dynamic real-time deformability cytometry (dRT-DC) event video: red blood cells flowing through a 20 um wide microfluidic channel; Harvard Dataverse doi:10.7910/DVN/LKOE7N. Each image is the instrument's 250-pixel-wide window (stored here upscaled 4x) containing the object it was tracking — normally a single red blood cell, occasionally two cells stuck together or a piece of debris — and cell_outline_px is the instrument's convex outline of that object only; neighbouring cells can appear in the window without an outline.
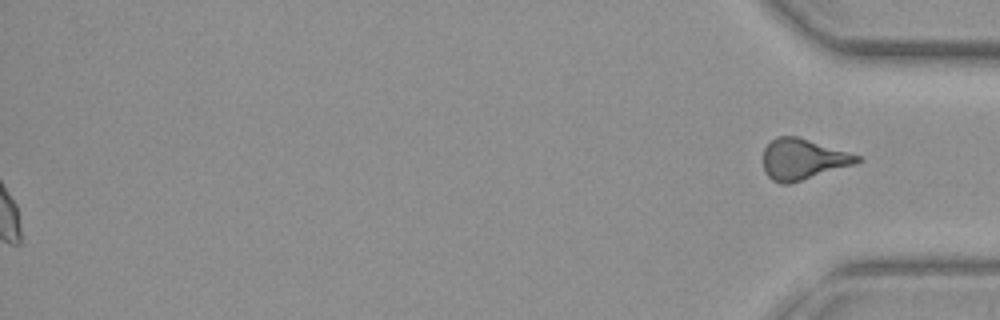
{"species": "common noctule bat (a hibernating species)", "species_latin": "Nyctalus noctula", "temperature_condition": "warm", "stored_images_in_passage": 50, "segment_of_instrument_passage": [2, 2], "camera_frame_rate_fps": 3000, "um_per_image_px": 0.085, "animal": {"sex": "female", "body_mass_g": 29.2, "forearm_length_mm": 56.3}, "frame": {"image": 1, "passage_image": 50, "time_ms": 16.333, "image_size_px": [1000, 320], "cell_outline_px": [[864, 160], [856, 164], [788, 184], [780, 184], [772, 180], [764, 172], [764, 148], [776, 136], [800, 136], [860, 156]], "centroid_in_image_um": [68.25, 13.53], "position_along_channel_um": 366.9, "area_um2": 22.43}}